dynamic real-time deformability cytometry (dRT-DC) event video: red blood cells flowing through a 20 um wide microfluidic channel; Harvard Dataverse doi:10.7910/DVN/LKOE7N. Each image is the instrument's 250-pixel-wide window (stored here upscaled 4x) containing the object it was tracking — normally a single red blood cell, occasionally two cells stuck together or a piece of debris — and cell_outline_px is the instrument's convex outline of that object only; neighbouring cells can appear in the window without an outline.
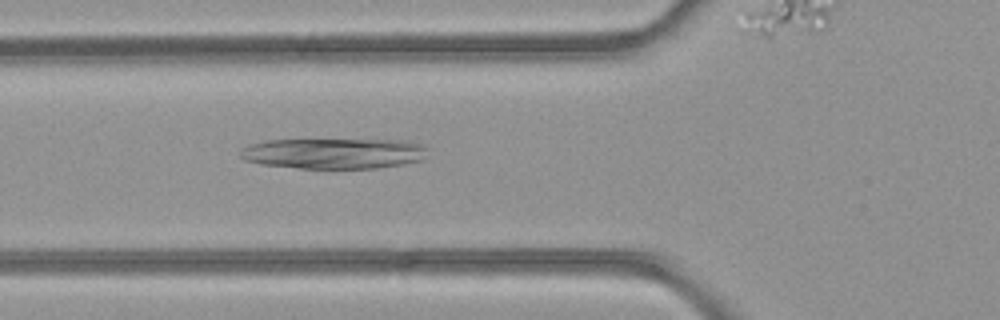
{"species": "common noctule bat (a hibernating species)", "species_latin": "Nyctalus noctula", "temperature_condition": "room temperature", "stored_images_in_passage": 35, "camera_frame_rate_fps": 3000, "um_per_image_px": 0.085, "animal": {"sex": "female", "body_mass_g": 21.9}, "frame": {"image": 1, "passage_image": 4, "time_ms": 1.0, "image_size_px": [1000, 320], "cell_outline_px": [[428, 148], [420, 160], [404, 164], [380, 168], [300, 168], [260, 164], [244, 160], [240, 156], [240, 152], [248, 144], [268, 140], [408, 140], [420, 144]], "centroid_in_image_um": [28.36, 13.04], "position_along_channel_um": 97.4, "area_um2": 33.35}}
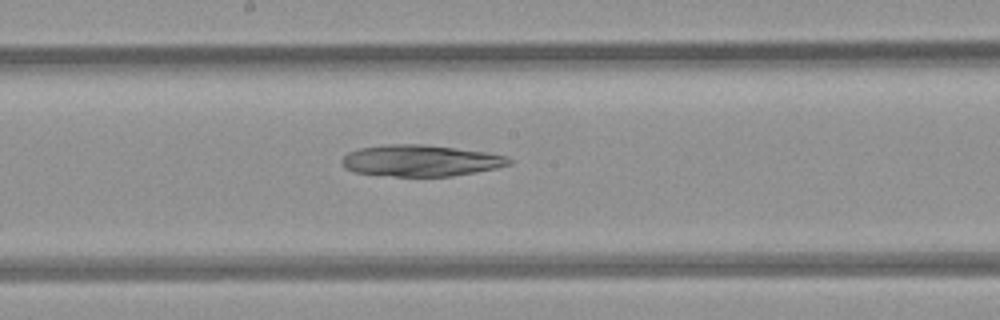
{"frame": {"image": 2, "passage_image": 12, "time_ms": 3.667, "image_size_px": [1000, 320], "cell_outline_px": [[516, 160], [512, 164], [496, 168], [476, 172], [452, 176], [396, 176], [352, 172], [344, 168], [340, 160], [348, 152], [360, 148], [388, 144], [424, 144], [484, 152], [508, 156]], "centroid_in_image_um": [35.77, 13.65], "position_along_channel_um": 212.4, "area_um2": 30.69}}
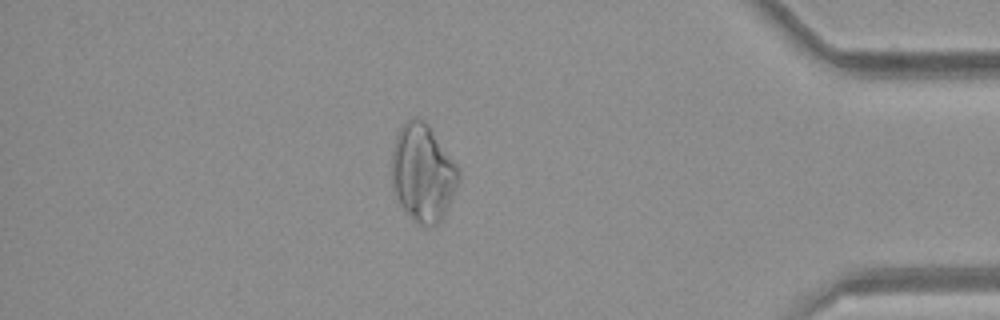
{"frame": {"image": 3, "passage_image": 28, "time_ms": 9.0, "image_size_px": [1000, 320], "cell_outline_px": [[460, 180], [444, 216], [436, 224], [420, 224], [400, 204], [392, 188], [392, 148], [396, 136], [400, 128], [408, 120], [416, 116], [424, 120], [428, 124], [460, 168]], "centroid_in_image_um": [35.96, 14.64], "position_along_channel_um": 399.2, "area_um2": 37.74}}